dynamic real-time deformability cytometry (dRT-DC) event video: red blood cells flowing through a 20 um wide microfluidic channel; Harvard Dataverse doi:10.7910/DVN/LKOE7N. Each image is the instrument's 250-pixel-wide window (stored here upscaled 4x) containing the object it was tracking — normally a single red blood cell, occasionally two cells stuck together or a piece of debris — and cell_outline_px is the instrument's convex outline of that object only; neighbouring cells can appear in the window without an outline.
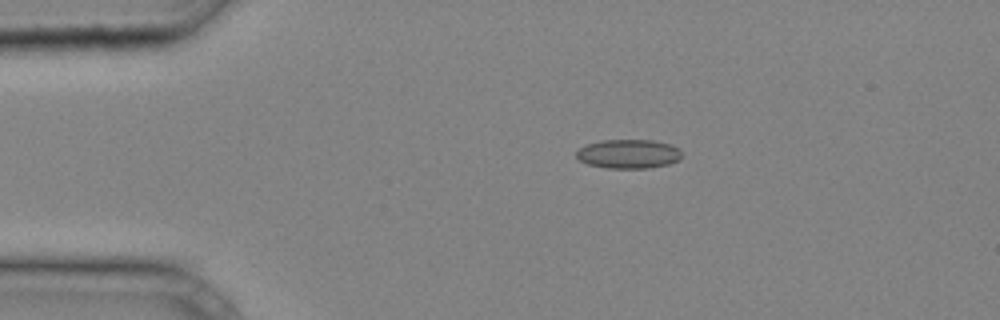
{"species": "common noctule bat (a hibernating species)", "species_latin": "Nyctalus noctula", "temperature_condition": "cold", "stored_images_in_passage": 31, "camera_frame_rate_fps": 3000, "um_per_image_px": 0.085, "animal": {"sex": "male", "body_mass_g": 20.4}, "frame": {"image": 1, "passage_image": 1, "time_ms": 0.0, "image_size_px": [1000, 320], "cell_outline_px": [[680, 160], [668, 164], [648, 168], [608, 168], [588, 164], [580, 160], [576, 156], [576, 152], [580, 148], [588, 144], [604, 140], [652, 140], [672, 144], [680, 148]], "centroid_in_image_um": [53.46, 13.08], "position_along_channel_um": 31.5, "area_um2": 17.8}}
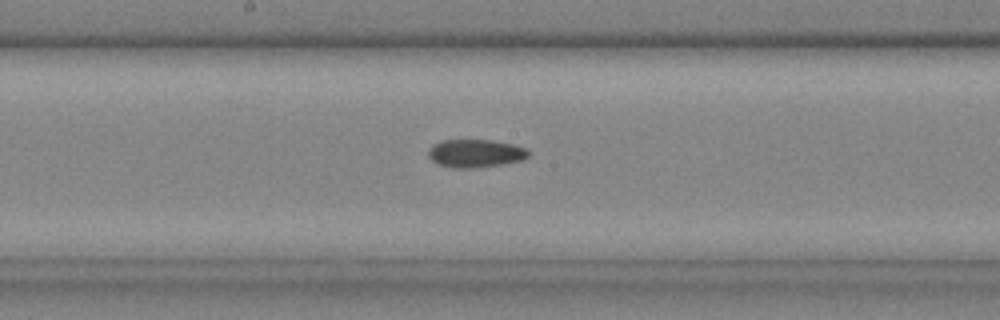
{"frame": {"image": 2, "passage_image": 14, "time_ms": 4.333, "image_size_px": [1000, 320], "cell_outline_px": [[532, 152], [524, 160], [476, 168], [452, 168], [440, 164], [432, 160], [428, 156], [428, 148], [432, 144], [440, 140], [492, 140], [512, 144], [528, 148]], "centroid_in_image_um": [40.43, 13.03], "position_along_channel_um": 207.8, "area_um2": 16.59}}
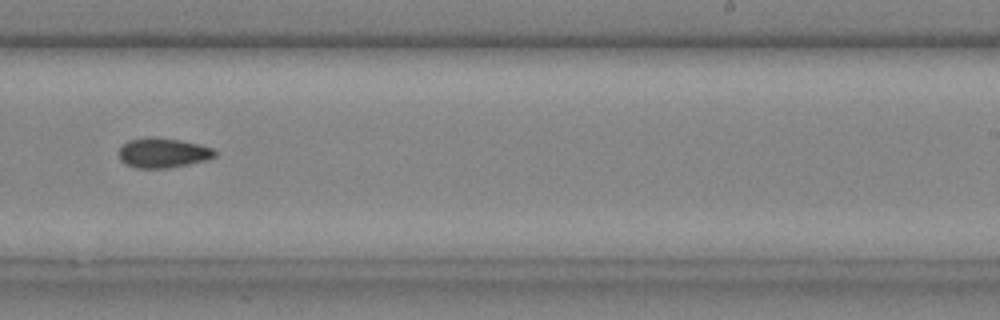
{"frame": {"image": 3, "passage_image": 18, "time_ms": 5.667, "image_size_px": [1000, 320], "cell_outline_px": [[216, 156], [208, 160], [168, 168], [136, 168], [124, 164], [120, 160], [120, 148], [128, 140], [180, 140], [200, 144], [212, 148], [216, 152]], "centroid_in_image_um": [13.9, 13.05], "position_along_channel_um": 275.1, "area_um2": 16.01}}